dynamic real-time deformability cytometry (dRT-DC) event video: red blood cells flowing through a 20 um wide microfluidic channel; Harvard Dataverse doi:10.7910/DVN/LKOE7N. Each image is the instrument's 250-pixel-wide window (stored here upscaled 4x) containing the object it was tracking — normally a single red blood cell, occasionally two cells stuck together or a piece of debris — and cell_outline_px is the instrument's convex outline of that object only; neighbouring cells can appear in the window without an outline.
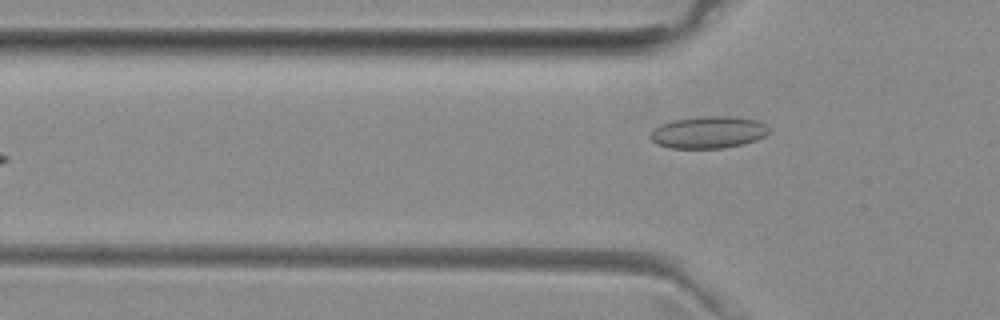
{"species": "common noctule bat (a hibernating species)", "species_latin": "Nyctalus noctula", "temperature_condition": "room temperature", "stored_images_in_passage": 3, "camera_frame_rate_fps": 3000, "um_per_image_px": 0.085, "animal": {"sex": "female", "body_mass_g": 29.2, "forearm_length_mm": 56.3}, "frame": {"image": 1, "passage_image": 3, "time_ms": 2.667, "image_size_px": [1000, 320], "cell_outline_px": [[768, 132], [764, 136], [756, 140], [744, 144], [724, 148], [668, 148], [656, 144], [648, 136], [648, 132], [652, 128], [660, 124], [672, 120], [704, 116], [732, 116], [756, 120], [764, 124], [768, 128]], "centroid_in_image_um": [60.14, 11.25], "position_along_channel_um": 65.7, "area_um2": 22.37}}